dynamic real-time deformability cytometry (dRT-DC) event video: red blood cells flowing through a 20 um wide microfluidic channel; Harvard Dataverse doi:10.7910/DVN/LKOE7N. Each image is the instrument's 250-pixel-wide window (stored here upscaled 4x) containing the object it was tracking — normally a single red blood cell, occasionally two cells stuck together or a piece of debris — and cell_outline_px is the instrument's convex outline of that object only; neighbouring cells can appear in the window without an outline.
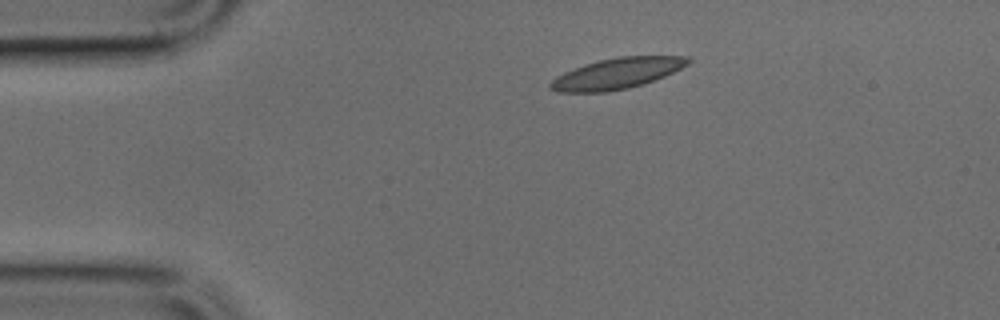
{"species": "common noctule bat (a hibernating species)", "species_latin": "Nyctalus noctula", "temperature_condition": "cold", "stored_images_in_passage": 2, "camera_frame_rate_fps": 3000, "um_per_image_px": 0.085, "animal": {"sex": "male", "body_mass_g": 17.9, "forearm_length_mm": 54.2}, "frame": {"image": 1, "passage_image": 1, "time_ms": 0.0, "image_size_px": [1000, 320], "cell_outline_px": [[692, 60], [688, 64], [664, 76], [644, 84], [628, 88], [608, 92], [556, 92], [548, 88], [548, 84], [556, 76], [564, 72], [584, 64], [616, 56], [688, 56]], "centroid_in_image_um": [52.41, 6.25], "position_along_channel_um": 32.6, "area_um2": 24.8}}